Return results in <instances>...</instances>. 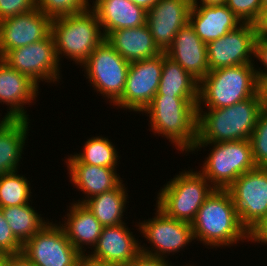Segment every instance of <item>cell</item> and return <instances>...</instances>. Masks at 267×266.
I'll return each mask as SVG.
<instances>
[{
	"instance_id": "6da1fadb",
	"label": "cell",
	"mask_w": 267,
	"mask_h": 266,
	"mask_svg": "<svg viewBox=\"0 0 267 266\" xmlns=\"http://www.w3.org/2000/svg\"><path fill=\"white\" fill-rule=\"evenodd\" d=\"M194 242L226 248L249 242V232L240 223L233 198L227 189H214L191 222ZM239 241V242H238ZM226 246V247H224Z\"/></svg>"
},
{
	"instance_id": "7a4b0ae2",
	"label": "cell",
	"mask_w": 267,
	"mask_h": 266,
	"mask_svg": "<svg viewBox=\"0 0 267 266\" xmlns=\"http://www.w3.org/2000/svg\"><path fill=\"white\" fill-rule=\"evenodd\" d=\"M199 98L155 95L142 111L149 116L154 135L166 137L176 150L189 153L197 140V104ZM149 114V115H148Z\"/></svg>"
},
{
	"instance_id": "3957f363",
	"label": "cell",
	"mask_w": 267,
	"mask_h": 266,
	"mask_svg": "<svg viewBox=\"0 0 267 266\" xmlns=\"http://www.w3.org/2000/svg\"><path fill=\"white\" fill-rule=\"evenodd\" d=\"M197 109L196 143L249 140L255 129L261 100L255 96L223 108Z\"/></svg>"
},
{
	"instance_id": "277c9868",
	"label": "cell",
	"mask_w": 267,
	"mask_h": 266,
	"mask_svg": "<svg viewBox=\"0 0 267 266\" xmlns=\"http://www.w3.org/2000/svg\"><path fill=\"white\" fill-rule=\"evenodd\" d=\"M51 34L59 61L64 56L79 66L105 39L97 14L91 7L80 13L52 19Z\"/></svg>"
},
{
	"instance_id": "5b68a950",
	"label": "cell",
	"mask_w": 267,
	"mask_h": 266,
	"mask_svg": "<svg viewBox=\"0 0 267 266\" xmlns=\"http://www.w3.org/2000/svg\"><path fill=\"white\" fill-rule=\"evenodd\" d=\"M255 66L241 64L209 71L199 82L197 109L223 108L255 96L258 93Z\"/></svg>"
},
{
	"instance_id": "8992f818",
	"label": "cell",
	"mask_w": 267,
	"mask_h": 266,
	"mask_svg": "<svg viewBox=\"0 0 267 266\" xmlns=\"http://www.w3.org/2000/svg\"><path fill=\"white\" fill-rule=\"evenodd\" d=\"M188 170L179 171L161 187L155 206L170 218L191 223L215 188L199 171Z\"/></svg>"
},
{
	"instance_id": "52a82bcc",
	"label": "cell",
	"mask_w": 267,
	"mask_h": 266,
	"mask_svg": "<svg viewBox=\"0 0 267 266\" xmlns=\"http://www.w3.org/2000/svg\"><path fill=\"white\" fill-rule=\"evenodd\" d=\"M208 145L211 151L199 172L215 189H227L239 176L257 168L249 140L196 143L190 152Z\"/></svg>"
},
{
	"instance_id": "ba28073f",
	"label": "cell",
	"mask_w": 267,
	"mask_h": 266,
	"mask_svg": "<svg viewBox=\"0 0 267 266\" xmlns=\"http://www.w3.org/2000/svg\"><path fill=\"white\" fill-rule=\"evenodd\" d=\"M130 63L104 39L80 68L84 69L90 86L114 104L125 88Z\"/></svg>"
},
{
	"instance_id": "9c48e42d",
	"label": "cell",
	"mask_w": 267,
	"mask_h": 266,
	"mask_svg": "<svg viewBox=\"0 0 267 266\" xmlns=\"http://www.w3.org/2000/svg\"><path fill=\"white\" fill-rule=\"evenodd\" d=\"M154 210V218L137 222L141 236L151 244V248L145 243L140 245L142 253L166 259L170 253L174 255L194 241L191 223L170 218L157 207Z\"/></svg>"
},
{
	"instance_id": "30bf717a",
	"label": "cell",
	"mask_w": 267,
	"mask_h": 266,
	"mask_svg": "<svg viewBox=\"0 0 267 266\" xmlns=\"http://www.w3.org/2000/svg\"><path fill=\"white\" fill-rule=\"evenodd\" d=\"M12 69L39 83H60L61 63L51 32L35 43L8 51L2 58ZM60 79V80H59Z\"/></svg>"
},
{
	"instance_id": "8fae6325",
	"label": "cell",
	"mask_w": 267,
	"mask_h": 266,
	"mask_svg": "<svg viewBox=\"0 0 267 266\" xmlns=\"http://www.w3.org/2000/svg\"><path fill=\"white\" fill-rule=\"evenodd\" d=\"M21 253L35 266H79L83 256L53 221L28 239Z\"/></svg>"
},
{
	"instance_id": "7c38bea8",
	"label": "cell",
	"mask_w": 267,
	"mask_h": 266,
	"mask_svg": "<svg viewBox=\"0 0 267 266\" xmlns=\"http://www.w3.org/2000/svg\"><path fill=\"white\" fill-rule=\"evenodd\" d=\"M240 223L250 233L267 216V168L239 176L228 188Z\"/></svg>"
},
{
	"instance_id": "4fadbf2b",
	"label": "cell",
	"mask_w": 267,
	"mask_h": 266,
	"mask_svg": "<svg viewBox=\"0 0 267 266\" xmlns=\"http://www.w3.org/2000/svg\"><path fill=\"white\" fill-rule=\"evenodd\" d=\"M162 67L163 53L131 62L122 96L113 105L140 114L157 93Z\"/></svg>"
},
{
	"instance_id": "5bb4252c",
	"label": "cell",
	"mask_w": 267,
	"mask_h": 266,
	"mask_svg": "<svg viewBox=\"0 0 267 266\" xmlns=\"http://www.w3.org/2000/svg\"><path fill=\"white\" fill-rule=\"evenodd\" d=\"M257 31L253 23H242L217 40L207 44L209 71L219 68L254 64Z\"/></svg>"
},
{
	"instance_id": "9a60e30c",
	"label": "cell",
	"mask_w": 267,
	"mask_h": 266,
	"mask_svg": "<svg viewBox=\"0 0 267 266\" xmlns=\"http://www.w3.org/2000/svg\"><path fill=\"white\" fill-rule=\"evenodd\" d=\"M51 21L37 7L0 21V58L10 50L44 39L51 32Z\"/></svg>"
},
{
	"instance_id": "2e32d148",
	"label": "cell",
	"mask_w": 267,
	"mask_h": 266,
	"mask_svg": "<svg viewBox=\"0 0 267 266\" xmlns=\"http://www.w3.org/2000/svg\"><path fill=\"white\" fill-rule=\"evenodd\" d=\"M39 90L33 80L12 69L0 58V103L9 106L3 119L30 120L25 105L36 103L33 101H36Z\"/></svg>"
},
{
	"instance_id": "e0dca14e",
	"label": "cell",
	"mask_w": 267,
	"mask_h": 266,
	"mask_svg": "<svg viewBox=\"0 0 267 266\" xmlns=\"http://www.w3.org/2000/svg\"><path fill=\"white\" fill-rule=\"evenodd\" d=\"M191 0H159L147 11L146 23L158 48L165 52L181 27L189 22Z\"/></svg>"
},
{
	"instance_id": "ac0fdd59",
	"label": "cell",
	"mask_w": 267,
	"mask_h": 266,
	"mask_svg": "<svg viewBox=\"0 0 267 266\" xmlns=\"http://www.w3.org/2000/svg\"><path fill=\"white\" fill-rule=\"evenodd\" d=\"M126 225L103 227L96 245L92 251L86 252V256L104 263L127 266L141 253V242Z\"/></svg>"
},
{
	"instance_id": "d6986e66",
	"label": "cell",
	"mask_w": 267,
	"mask_h": 266,
	"mask_svg": "<svg viewBox=\"0 0 267 266\" xmlns=\"http://www.w3.org/2000/svg\"><path fill=\"white\" fill-rule=\"evenodd\" d=\"M65 162L70 182L85 195L82 201H75L77 203H84L95 195L113 190L123 182L117 174V168L84 164L72 154L68 155Z\"/></svg>"
},
{
	"instance_id": "ffe728a7",
	"label": "cell",
	"mask_w": 267,
	"mask_h": 266,
	"mask_svg": "<svg viewBox=\"0 0 267 266\" xmlns=\"http://www.w3.org/2000/svg\"><path fill=\"white\" fill-rule=\"evenodd\" d=\"M165 53L199 82L209 72L207 44L196 35L189 22L180 28Z\"/></svg>"
},
{
	"instance_id": "44dd1931",
	"label": "cell",
	"mask_w": 267,
	"mask_h": 266,
	"mask_svg": "<svg viewBox=\"0 0 267 266\" xmlns=\"http://www.w3.org/2000/svg\"><path fill=\"white\" fill-rule=\"evenodd\" d=\"M189 23L196 35L205 43L217 40L242 22L224 4L217 6H191Z\"/></svg>"
},
{
	"instance_id": "7402d4cb",
	"label": "cell",
	"mask_w": 267,
	"mask_h": 266,
	"mask_svg": "<svg viewBox=\"0 0 267 266\" xmlns=\"http://www.w3.org/2000/svg\"><path fill=\"white\" fill-rule=\"evenodd\" d=\"M105 40L129 63L163 53L155 44L147 23L139 27L111 31Z\"/></svg>"
},
{
	"instance_id": "603a6c76",
	"label": "cell",
	"mask_w": 267,
	"mask_h": 266,
	"mask_svg": "<svg viewBox=\"0 0 267 266\" xmlns=\"http://www.w3.org/2000/svg\"><path fill=\"white\" fill-rule=\"evenodd\" d=\"M92 5L105 37L111 31L146 24L147 11L131 1L93 0Z\"/></svg>"
},
{
	"instance_id": "cb8c5ba5",
	"label": "cell",
	"mask_w": 267,
	"mask_h": 266,
	"mask_svg": "<svg viewBox=\"0 0 267 266\" xmlns=\"http://www.w3.org/2000/svg\"><path fill=\"white\" fill-rule=\"evenodd\" d=\"M67 207L66 217L64 216V224L59 222L63 227L67 238L73 246L84 256L86 255L85 246L92 248L96 245L101 234L103 226L95 218L92 212L83 204L73 201ZM90 246V247H89ZM84 248V249H83Z\"/></svg>"
},
{
	"instance_id": "d4e9b609",
	"label": "cell",
	"mask_w": 267,
	"mask_h": 266,
	"mask_svg": "<svg viewBox=\"0 0 267 266\" xmlns=\"http://www.w3.org/2000/svg\"><path fill=\"white\" fill-rule=\"evenodd\" d=\"M30 120L0 119V176L19 170ZM27 138V139H26Z\"/></svg>"
},
{
	"instance_id": "484cf974",
	"label": "cell",
	"mask_w": 267,
	"mask_h": 266,
	"mask_svg": "<svg viewBox=\"0 0 267 266\" xmlns=\"http://www.w3.org/2000/svg\"><path fill=\"white\" fill-rule=\"evenodd\" d=\"M123 182L113 190L87 199L83 204L92 212L103 227L125 223L123 219L128 193ZM124 220V221H123Z\"/></svg>"
},
{
	"instance_id": "4316f807",
	"label": "cell",
	"mask_w": 267,
	"mask_h": 266,
	"mask_svg": "<svg viewBox=\"0 0 267 266\" xmlns=\"http://www.w3.org/2000/svg\"><path fill=\"white\" fill-rule=\"evenodd\" d=\"M155 95L199 98V81L163 52L161 79Z\"/></svg>"
},
{
	"instance_id": "83f0119b",
	"label": "cell",
	"mask_w": 267,
	"mask_h": 266,
	"mask_svg": "<svg viewBox=\"0 0 267 266\" xmlns=\"http://www.w3.org/2000/svg\"><path fill=\"white\" fill-rule=\"evenodd\" d=\"M1 209L12 233L22 245L49 223L30 203Z\"/></svg>"
},
{
	"instance_id": "f1b7e54d",
	"label": "cell",
	"mask_w": 267,
	"mask_h": 266,
	"mask_svg": "<svg viewBox=\"0 0 267 266\" xmlns=\"http://www.w3.org/2000/svg\"><path fill=\"white\" fill-rule=\"evenodd\" d=\"M115 147L108 137L93 136L84 142L82 152L79 154L74 152L73 155L84 164L117 168L121 157Z\"/></svg>"
},
{
	"instance_id": "f546056e",
	"label": "cell",
	"mask_w": 267,
	"mask_h": 266,
	"mask_svg": "<svg viewBox=\"0 0 267 266\" xmlns=\"http://www.w3.org/2000/svg\"><path fill=\"white\" fill-rule=\"evenodd\" d=\"M31 193L30 181L18 170L0 176V208L28 204Z\"/></svg>"
},
{
	"instance_id": "4dcf8cb0",
	"label": "cell",
	"mask_w": 267,
	"mask_h": 266,
	"mask_svg": "<svg viewBox=\"0 0 267 266\" xmlns=\"http://www.w3.org/2000/svg\"><path fill=\"white\" fill-rule=\"evenodd\" d=\"M91 0H36V7L51 20L86 11Z\"/></svg>"
},
{
	"instance_id": "1f68e13d",
	"label": "cell",
	"mask_w": 267,
	"mask_h": 266,
	"mask_svg": "<svg viewBox=\"0 0 267 266\" xmlns=\"http://www.w3.org/2000/svg\"><path fill=\"white\" fill-rule=\"evenodd\" d=\"M257 168H267V114L260 112L255 129L249 138Z\"/></svg>"
},
{
	"instance_id": "d6a6232c",
	"label": "cell",
	"mask_w": 267,
	"mask_h": 266,
	"mask_svg": "<svg viewBox=\"0 0 267 266\" xmlns=\"http://www.w3.org/2000/svg\"><path fill=\"white\" fill-rule=\"evenodd\" d=\"M225 5L242 23H255L261 14V0H226Z\"/></svg>"
},
{
	"instance_id": "836d02e7",
	"label": "cell",
	"mask_w": 267,
	"mask_h": 266,
	"mask_svg": "<svg viewBox=\"0 0 267 266\" xmlns=\"http://www.w3.org/2000/svg\"><path fill=\"white\" fill-rule=\"evenodd\" d=\"M0 250L5 255L19 254L22 244L15 238L0 208Z\"/></svg>"
},
{
	"instance_id": "e575fe53",
	"label": "cell",
	"mask_w": 267,
	"mask_h": 266,
	"mask_svg": "<svg viewBox=\"0 0 267 266\" xmlns=\"http://www.w3.org/2000/svg\"><path fill=\"white\" fill-rule=\"evenodd\" d=\"M36 8V0H0V21Z\"/></svg>"
},
{
	"instance_id": "d590c367",
	"label": "cell",
	"mask_w": 267,
	"mask_h": 266,
	"mask_svg": "<svg viewBox=\"0 0 267 266\" xmlns=\"http://www.w3.org/2000/svg\"><path fill=\"white\" fill-rule=\"evenodd\" d=\"M260 61V65L263 64L264 69H257L255 67V74L258 81L267 80V39L257 36L254 44V60ZM262 63V64H261Z\"/></svg>"
},
{
	"instance_id": "8d00e7d4",
	"label": "cell",
	"mask_w": 267,
	"mask_h": 266,
	"mask_svg": "<svg viewBox=\"0 0 267 266\" xmlns=\"http://www.w3.org/2000/svg\"><path fill=\"white\" fill-rule=\"evenodd\" d=\"M127 266H173L169 263L168 259L154 257L140 253L133 261H131ZM181 266H196V265H186Z\"/></svg>"
},
{
	"instance_id": "74e56055",
	"label": "cell",
	"mask_w": 267,
	"mask_h": 266,
	"mask_svg": "<svg viewBox=\"0 0 267 266\" xmlns=\"http://www.w3.org/2000/svg\"><path fill=\"white\" fill-rule=\"evenodd\" d=\"M249 241L255 243V245L256 243L267 245V216L249 233Z\"/></svg>"
},
{
	"instance_id": "f35d334b",
	"label": "cell",
	"mask_w": 267,
	"mask_h": 266,
	"mask_svg": "<svg viewBox=\"0 0 267 266\" xmlns=\"http://www.w3.org/2000/svg\"><path fill=\"white\" fill-rule=\"evenodd\" d=\"M6 266H35L22 253L5 255Z\"/></svg>"
},
{
	"instance_id": "ab89813d",
	"label": "cell",
	"mask_w": 267,
	"mask_h": 266,
	"mask_svg": "<svg viewBox=\"0 0 267 266\" xmlns=\"http://www.w3.org/2000/svg\"><path fill=\"white\" fill-rule=\"evenodd\" d=\"M254 25L257 36L267 39V8H261V14Z\"/></svg>"
},
{
	"instance_id": "60d3db41",
	"label": "cell",
	"mask_w": 267,
	"mask_h": 266,
	"mask_svg": "<svg viewBox=\"0 0 267 266\" xmlns=\"http://www.w3.org/2000/svg\"><path fill=\"white\" fill-rule=\"evenodd\" d=\"M258 93L261 100V111L267 114V80L258 81Z\"/></svg>"
},
{
	"instance_id": "b9f144b4",
	"label": "cell",
	"mask_w": 267,
	"mask_h": 266,
	"mask_svg": "<svg viewBox=\"0 0 267 266\" xmlns=\"http://www.w3.org/2000/svg\"><path fill=\"white\" fill-rule=\"evenodd\" d=\"M79 266H126V265L104 263V262L93 260L90 257H87L86 255H84L82 256Z\"/></svg>"
},
{
	"instance_id": "7bdbcfd3",
	"label": "cell",
	"mask_w": 267,
	"mask_h": 266,
	"mask_svg": "<svg viewBox=\"0 0 267 266\" xmlns=\"http://www.w3.org/2000/svg\"><path fill=\"white\" fill-rule=\"evenodd\" d=\"M225 3L226 0H191L192 6H217L224 5Z\"/></svg>"
},
{
	"instance_id": "ee69618b",
	"label": "cell",
	"mask_w": 267,
	"mask_h": 266,
	"mask_svg": "<svg viewBox=\"0 0 267 266\" xmlns=\"http://www.w3.org/2000/svg\"><path fill=\"white\" fill-rule=\"evenodd\" d=\"M134 3L137 6L144 8L146 11H149L159 0H128Z\"/></svg>"
},
{
	"instance_id": "f6af8a7d",
	"label": "cell",
	"mask_w": 267,
	"mask_h": 266,
	"mask_svg": "<svg viewBox=\"0 0 267 266\" xmlns=\"http://www.w3.org/2000/svg\"><path fill=\"white\" fill-rule=\"evenodd\" d=\"M0 266H6V264H5V256L0 258Z\"/></svg>"
},
{
	"instance_id": "bcb514c9",
	"label": "cell",
	"mask_w": 267,
	"mask_h": 266,
	"mask_svg": "<svg viewBox=\"0 0 267 266\" xmlns=\"http://www.w3.org/2000/svg\"><path fill=\"white\" fill-rule=\"evenodd\" d=\"M262 8H267V0H261Z\"/></svg>"
},
{
	"instance_id": "7dc6e473",
	"label": "cell",
	"mask_w": 267,
	"mask_h": 266,
	"mask_svg": "<svg viewBox=\"0 0 267 266\" xmlns=\"http://www.w3.org/2000/svg\"><path fill=\"white\" fill-rule=\"evenodd\" d=\"M5 254L0 250V258L4 257Z\"/></svg>"
}]
</instances>
